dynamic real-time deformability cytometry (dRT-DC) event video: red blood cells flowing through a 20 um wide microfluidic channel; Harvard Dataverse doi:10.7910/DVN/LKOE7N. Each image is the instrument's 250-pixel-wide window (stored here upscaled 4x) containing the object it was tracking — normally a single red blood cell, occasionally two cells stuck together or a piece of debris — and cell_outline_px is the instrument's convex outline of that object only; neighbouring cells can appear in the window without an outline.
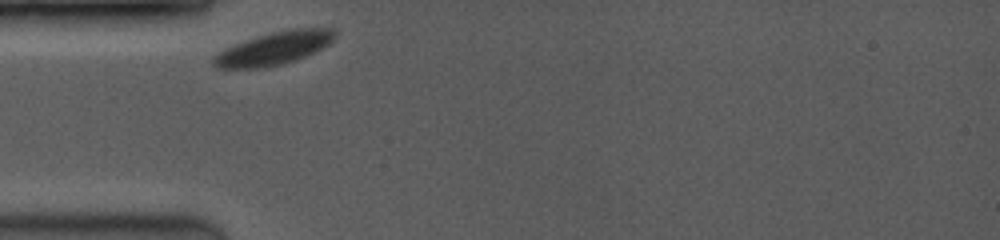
{"species": "common noctule bat (a hibernating species)", "species_latin": "Nyctalus noctula", "temperature_condition": "room temperature", "stored_images_in_passage": 31, "camera_frame_rate_fps": 3500, "um_per_image_px": 0.085, "animal": {"sex": "female", "body_mass_g": 19.0, "forearm_length_mm": 53.3}, "frame": {"image": 1, "passage_image": 1, "time_ms": 0.0, "image_size_px": [1000, 240], "cell_outline_px": [[336, 36], [328, 44], [304, 56], [284, 64], [264, 68], [216, 68], [212, 64], [212, 56], [236, 44], [256, 36], [272, 32], [292, 28], [332, 28], [336, 32]], "centroid_in_image_um": [23.28, 4.11], "position_along_channel_um": 61.7, "area_um2": 23.0}}
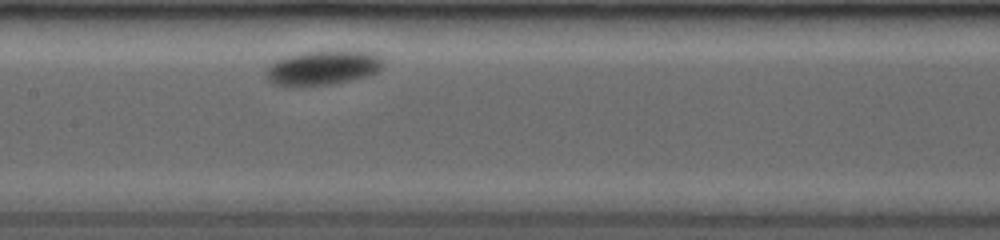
{"frame": {"image": 2, "passage_image": 12, "time_ms": 3.429, "image_size_px": [1000, 240], "cell_outline_px": [[384, 64], [376, 72], [368, 76], [352, 80], [332, 84], [272, 84], [268, 80], [264, 72], [276, 60], [300, 52], [328, 48], [356, 48], [372, 52], [380, 56], [384, 60]], "centroid_in_image_um": [27.55, 5.67], "position_along_channel_um": 179.8, "area_um2": 24.22}}
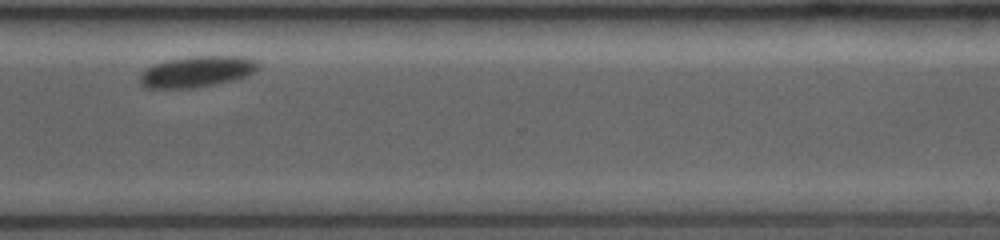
{"frame": {"image": 3, "passage_image": 30, "time_ms": 8.286, "image_size_px": [1000, 240], "cell_outline_px": [[260, 68], [248, 76], [232, 80], [192, 88], [144, 88], [140, 84], [140, 72], [152, 64], [168, 60], [192, 56], [244, 56], [256, 60], [260, 64]], "centroid_in_image_um": [16.74, 6.08], "position_along_channel_um": 353.9, "area_um2": 21.56}}